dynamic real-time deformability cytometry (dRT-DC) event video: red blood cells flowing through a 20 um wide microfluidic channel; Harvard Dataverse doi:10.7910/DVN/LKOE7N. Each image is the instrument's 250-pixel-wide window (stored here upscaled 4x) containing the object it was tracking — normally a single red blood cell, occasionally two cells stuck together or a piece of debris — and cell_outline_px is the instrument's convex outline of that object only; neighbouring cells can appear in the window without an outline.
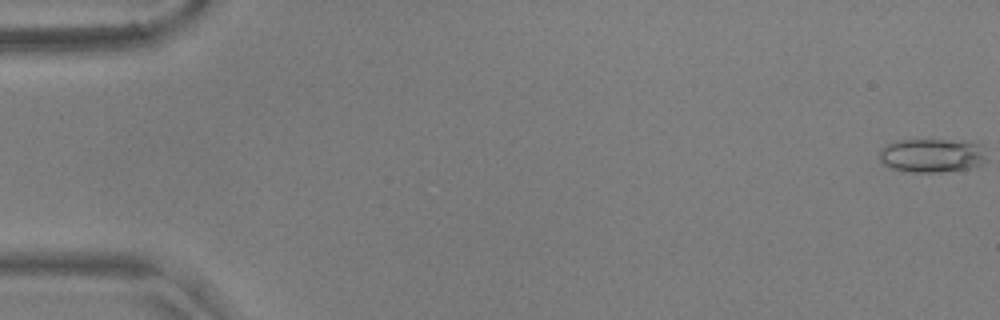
{"species": "common noctule bat (a hibernating species)", "species_latin": "Nyctalus noctula", "temperature_condition": "warm", "stored_images_in_passage": 40, "camera_frame_rate_fps": 3000, "um_per_image_px": 0.085, "animal": {"sex": "male", "body_mass_g": 17.9, "forearm_length_mm": 54.2}, "frame": {"image": 1, "passage_image": 1, "time_ms": 0.0, "image_size_px": [1000, 320], "cell_outline_px": [[984, 160], [980, 164], [968, 168], [940, 172], [912, 172], [892, 168], [884, 164], [880, 160], [880, 148], [896, 140], [944, 140], [980, 144]], "centroid_in_image_um": [79.13, 13.22], "position_along_channel_um": 5.9, "area_um2": 20.58}}
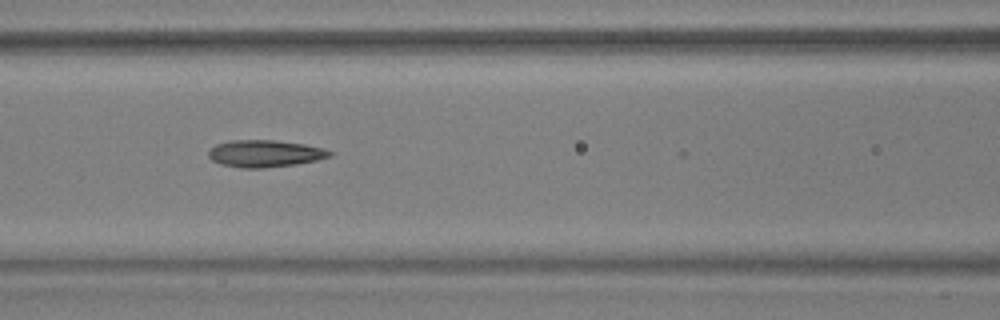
{"frame": {"image": 2, "passage_image": 25, "time_ms": 8.0, "image_size_px": [1000, 320], "cell_outline_px": [[332, 156], [316, 160], [296, 164], [264, 168], [240, 168], [220, 164], [212, 160], [208, 156], [208, 152], [216, 144], [228, 140], [272, 140], [304, 144], [324, 148], [332, 152]], "centroid_in_image_um": [22.5, 13.05], "position_along_channel_um": 144.1, "area_um2": 19.13}}
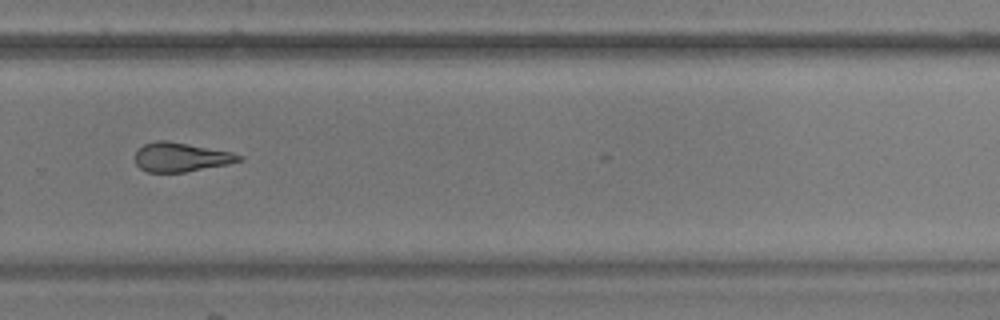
{"frame": {"image": 3, "passage_image": 39, "time_ms": 12.667, "image_size_px": [1000, 320], "cell_outline_px": [[244, 160], [228, 164], [184, 172], [148, 172], [140, 168], [136, 164], [136, 148], [144, 144], [156, 140], [164, 140], [188, 144], [232, 152], [244, 156]], "centroid_in_image_um": [15.38, 13.35], "position_along_channel_um": 314.4, "area_um2": 17.63}}